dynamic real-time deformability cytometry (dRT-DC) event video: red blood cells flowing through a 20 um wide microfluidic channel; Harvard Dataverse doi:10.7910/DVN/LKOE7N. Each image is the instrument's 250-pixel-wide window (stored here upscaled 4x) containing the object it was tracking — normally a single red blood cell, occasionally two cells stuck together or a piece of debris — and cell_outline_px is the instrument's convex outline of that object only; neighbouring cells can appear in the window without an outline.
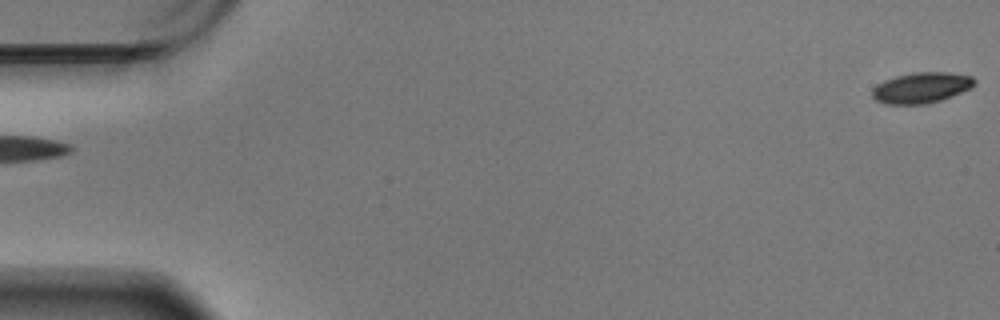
{"species": "Egyptian fruit bat (a non-hibernating species)", "species_latin": "Rousettus aegyptiacus", "temperature_condition": "warm", "stored_images_in_passage": 60, "camera_frame_rate_fps": 3000, "um_per_image_px": 0.085, "animal": {"sex": "male"}, "frame": {"image": 1, "passage_image": 1, "time_ms": 0.0, "image_size_px": [1000, 320], "cell_outline_px": [[976, 84], [972, 88], [940, 100], [928, 104], [884, 104], [876, 100], [872, 96], [872, 88], [876, 84], [884, 80], [896, 76], [912, 72], [948, 72], [972, 76], [976, 80]], "centroid_in_image_um": [78.31, 7.45], "position_along_channel_um": 6.7, "area_um2": 18.5}}
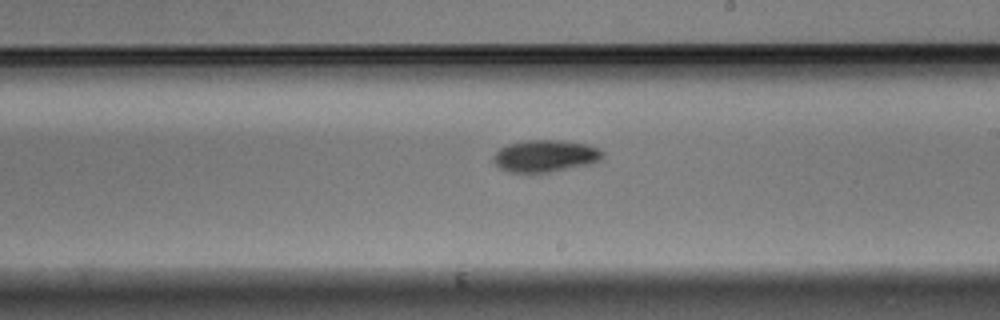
{"frame": {"image": 2, "passage_image": 35, "time_ms": 11.333, "image_size_px": [1000, 320], "cell_outline_px": [[604, 156], [600, 160], [592, 164], [532, 176], [508, 172], [500, 168], [492, 160], [492, 156], [500, 148], [508, 144], [528, 140], [560, 140], [588, 144], [600, 148], [604, 152]], "centroid_in_image_um": [46.35, 13.3], "position_along_channel_um": 242.7, "area_um2": 21.27}}
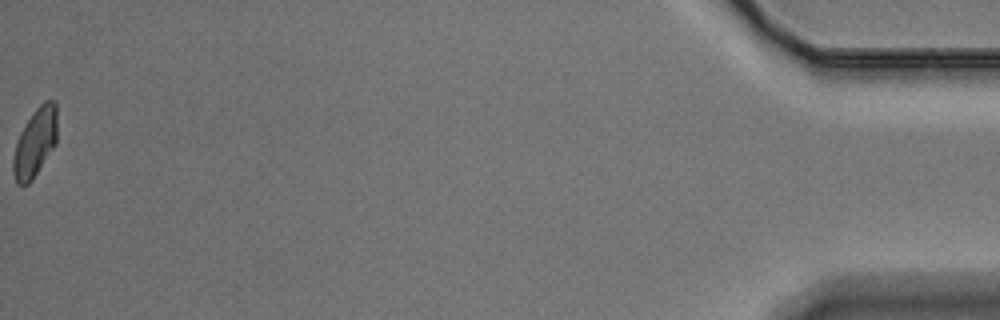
{"frame": {"image": 3, "passage_image": 60, "time_ms": 19.667, "image_size_px": [1000, 320], "cell_outline_px": [[56, 144], [32, 180], [28, 184], [16, 184], [12, 172], [12, 156], [16, 140], [20, 132], [32, 112], [44, 100], [56, 100]], "centroid_in_image_um": [2.96, 12.11], "position_along_channel_um": 432.2, "area_um2": 17.8}, "authors_computed_cell_mechanics": {"area_um2": 18.785, "velocity_mm_per_s": 3.4442, "shape_relaxation_time_tau1_ms": 5.5148, "shape_relaxation_time_tau2_ms": 8.9741, "deformation_change_tau1": 0.1323, "deformation_change_tau2": 0.1311}}